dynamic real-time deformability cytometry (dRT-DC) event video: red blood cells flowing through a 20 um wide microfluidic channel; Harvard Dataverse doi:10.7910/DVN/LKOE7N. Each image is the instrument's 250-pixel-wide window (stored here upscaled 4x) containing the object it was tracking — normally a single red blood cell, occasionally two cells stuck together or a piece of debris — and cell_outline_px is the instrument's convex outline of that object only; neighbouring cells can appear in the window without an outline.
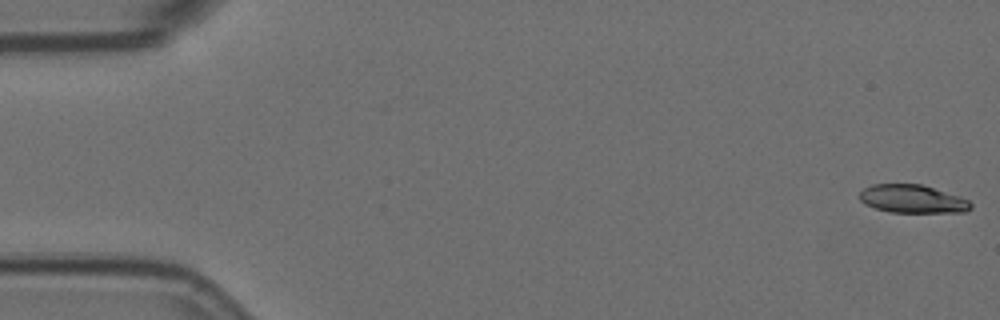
{"species": "Egyptian fruit bat (a non-hibernating species)", "species_latin": "Rousettus aegyptiacus", "temperature_condition": "room temperature", "stored_images_in_passage": 57, "camera_frame_rate_fps": 3000, "um_per_image_px": 0.085, "animal": {"sex": "female"}, "frame": {"image": 1, "passage_image": 1, "time_ms": 0.0, "image_size_px": [1000, 320], "cell_outline_px": [[972, 208], [964, 212], [892, 212], [876, 208], [864, 204], [860, 200], [860, 192], [864, 188], [872, 184], [920, 184], [960, 196], [968, 200], [972, 204]], "centroid_in_image_um": [77.56, 16.91], "position_along_channel_um": 7.4, "area_um2": 18.15}}
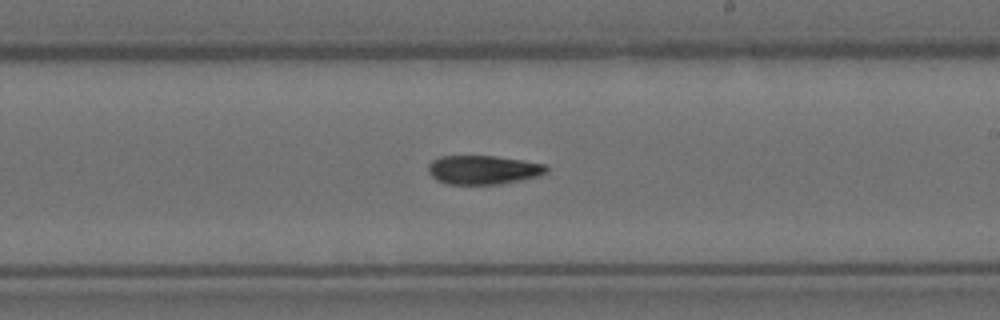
{"frame": {"image": 2, "passage_image": 33, "time_ms": 10.667, "image_size_px": [1000, 320], "cell_outline_px": [[548, 172], [540, 176], [500, 184], [448, 184], [436, 180], [428, 172], [428, 164], [432, 160], [440, 156], [492, 156], [520, 160], [544, 164], [548, 168]], "centroid_in_image_um": [41.05, 14.44], "position_along_channel_um": 247.9, "area_um2": 19.88}}
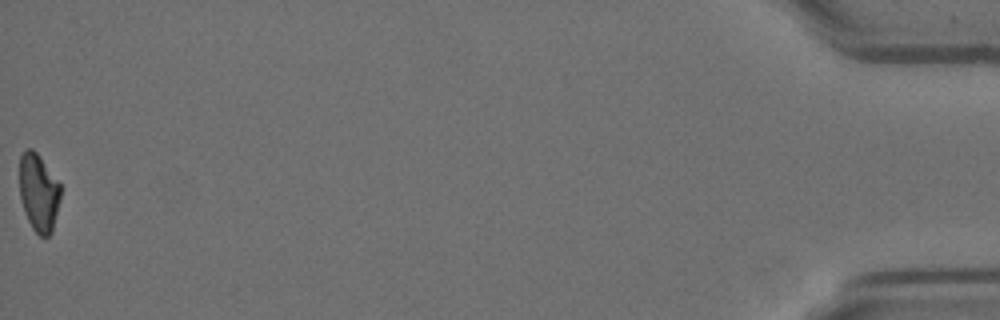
{"frame": {"image": 3, "passage_image": 57, "time_ms": 18.667, "image_size_px": [1000, 320], "cell_outline_px": [[60, 200], [52, 232], [48, 236], [40, 236], [32, 228], [24, 212], [20, 196], [20, 156], [24, 148], [32, 148], [40, 156], [60, 184]], "centroid_in_image_um": [3.28, 16.35], "position_along_channel_um": 431.9, "area_um2": 18.61}, "authors_computed_cell_mechanics": {"area_um2": 19.8254, "velocity_mm_per_s": 3.5838, "shape_relaxation_time_tau1_ms": 9.4381, "shape_relaxation_time_tau2_ms": 10.2754, "deformation_change_tau1": 0.2378, "deformation_change_tau2": 0.1924}}